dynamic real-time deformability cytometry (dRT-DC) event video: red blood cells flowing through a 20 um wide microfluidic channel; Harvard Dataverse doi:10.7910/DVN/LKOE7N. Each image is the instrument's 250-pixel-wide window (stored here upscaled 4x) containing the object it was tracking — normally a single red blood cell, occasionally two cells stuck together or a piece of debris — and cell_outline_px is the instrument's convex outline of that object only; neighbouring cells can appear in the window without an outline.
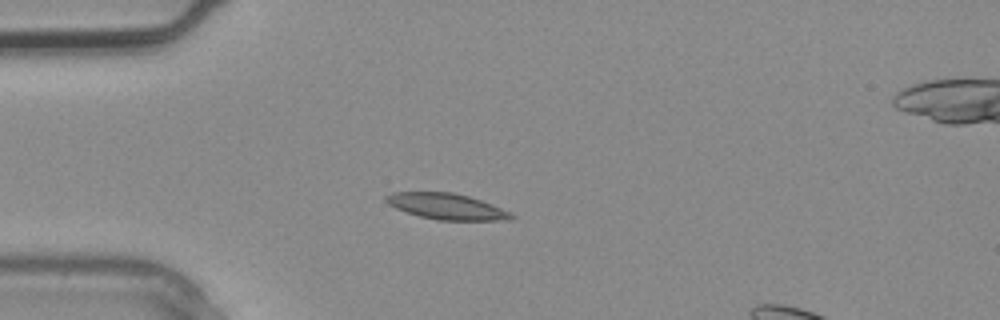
{"species": "common noctule bat (a hibernating species)", "species_latin": "Nyctalus noctula", "temperature_condition": "warm", "stored_images_in_passage": 2, "segment_of_instrument_passage": [1, 2], "camera_frame_rate_fps": 3000, "um_per_image_px": 0.085, "animal": {"sex": "male", "body_mass_g": 20.4}, "frame": {"image": 1, "passage_image": 1, "time_ms": 0.0, "image_size_px": [1000, 320], "cell_outline_px": [[516, 216], [512, 220], [436, 220], [420, 216], [396, 208], [388, 204], [384, 200], [384, 196], [392, 192], [452, 192], [468, 196], [492, 204], [512, 212]], "centroid_in_image_um": [37.98, 17.55], "position_along_channel_um": 47.0, "area_um2": 19.02}}